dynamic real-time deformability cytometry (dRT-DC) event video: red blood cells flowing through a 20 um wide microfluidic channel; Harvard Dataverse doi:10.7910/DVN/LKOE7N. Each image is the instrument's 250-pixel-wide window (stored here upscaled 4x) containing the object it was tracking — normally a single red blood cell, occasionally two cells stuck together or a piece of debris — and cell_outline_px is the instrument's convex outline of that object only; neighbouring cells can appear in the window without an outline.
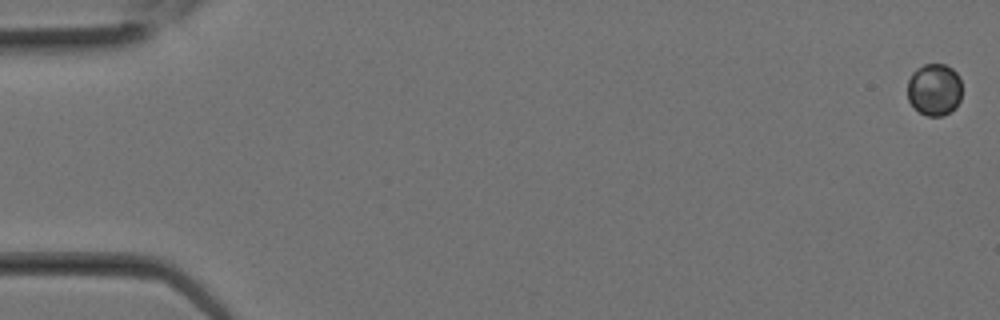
{"species": "Egyptian fruit bat (a non-hibernating species)", "species_latin": "Rousettus aegyptiacus", "temperature_condition": "room temperature", "stored_images_in_passage": 27, "camera_frame_rate_fps": 3000, "um_per_image_px": 0.085, "animal": {"sex": "female"}, "frame": {"image": 1, "passage_image": 1, "time_ms": 0.0, "image_size_px": [1000, 320], "cell_outline_px": [[960, 100], [956, 108], [944, 116], [928, 116], [920, 112], [908, 100], [908, 80], [912, 72], [916, 68], [924, 64], [944, 64], [952, 68], [960, 76]], "centroid_in_image_um": [79.42, 7.6], "position_along_channel_um": 5.6, "area_um2": 16.65}}
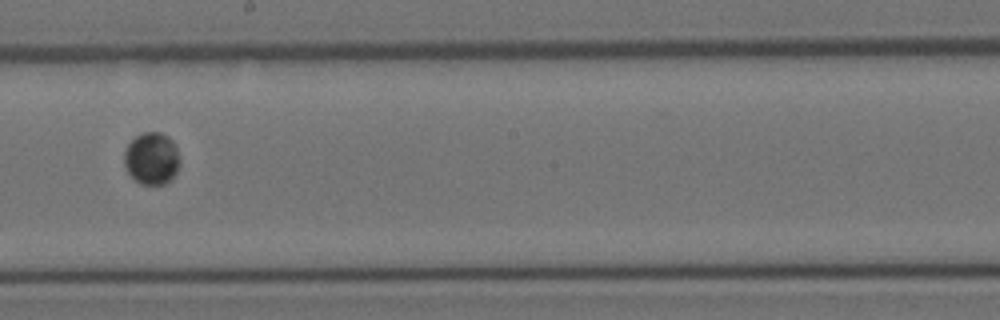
{"frame": {"image": 2, "passage_image": 16, "time_ms": 5.0, "image_size_px": [1000, 320], "cell_outline_px": [[180, 164], [176, 172], [164, 184], [140, 184], [128, 172], [124, 164], [124, 152], [128, 144], [136, 136], [144, 132], [160, 132], [168, 136], [172, 140], [176, 148], [180, 160]], "centroid_in_image_um": [12.89, 13.45], "position_along_channel_um": 235.3, "area_um2": 16.76}}
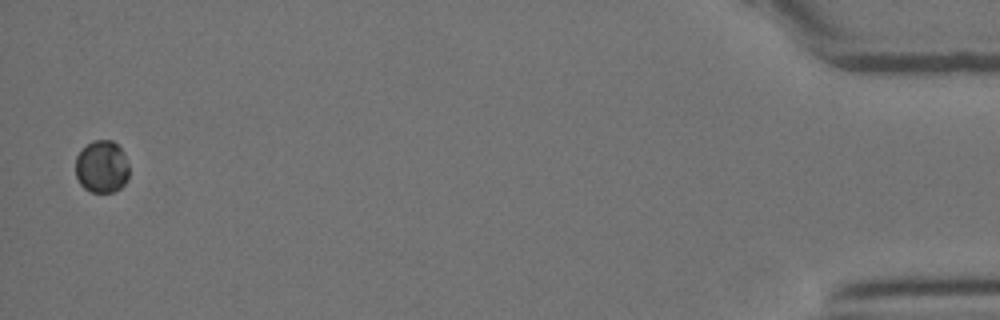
{"frame": {"image": 3, "passage_image": 27, "time_ms": 8.667, "image_size_px": [1000, 320], "cell_outline_px": [[128, 180], [120, 188], [112, 192], [92, 192], [84, 188], [80, 184], [76, 176], [76, 156], [92, 140], [112, 140], [120, 148], [128, 164]], "centroid_in_image_um": [8.65, 14.18], "position_along_channel_um": 426.6, "area_um2": 16.24}}